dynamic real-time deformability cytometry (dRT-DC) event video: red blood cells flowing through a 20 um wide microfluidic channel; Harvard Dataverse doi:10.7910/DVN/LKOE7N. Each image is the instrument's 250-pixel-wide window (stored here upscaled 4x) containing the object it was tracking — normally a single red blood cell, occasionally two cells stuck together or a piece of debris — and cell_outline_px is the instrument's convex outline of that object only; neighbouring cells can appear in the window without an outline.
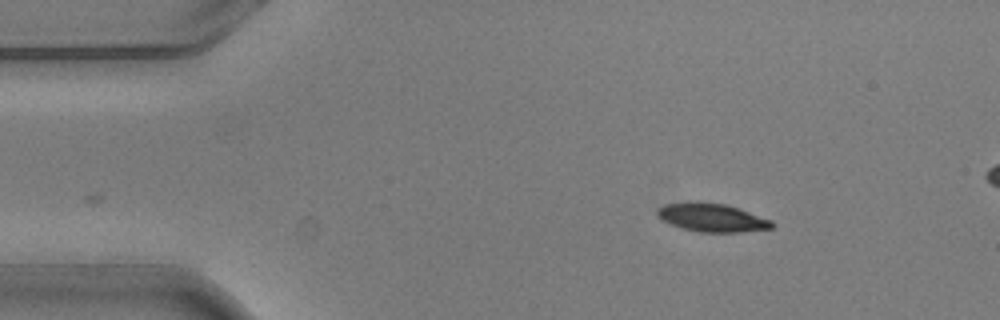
{"species": "common noctule bat (a hibernating species)", "species_latin": "Nyctalus noctula", "temperature_condition": "warm", "stored_images_in_passage": 3, "camera_frame_rate_fps": 3000, "um_per_image_px": 0.085, "animal": {"sex": "male", "body_mass_g": 20.5, "forearm_length_mm": 52.5}, "frame": {"image": 1, "passage_image": 3, "time_ms": 0.667, "image_size_px": [1000, 320], "cell_outline_px": [[776, 224], [772, 228], [740, 232], [700, 232], [680, 228], [668, 224], [656, 216], [656, 208], [664, 204], [724, 204], [740, 208], [772, 220]], "centroid_in_image_um": [60.53, 18.54], "position_along_channel_um": 24.5, "area_um2": 18.61}}